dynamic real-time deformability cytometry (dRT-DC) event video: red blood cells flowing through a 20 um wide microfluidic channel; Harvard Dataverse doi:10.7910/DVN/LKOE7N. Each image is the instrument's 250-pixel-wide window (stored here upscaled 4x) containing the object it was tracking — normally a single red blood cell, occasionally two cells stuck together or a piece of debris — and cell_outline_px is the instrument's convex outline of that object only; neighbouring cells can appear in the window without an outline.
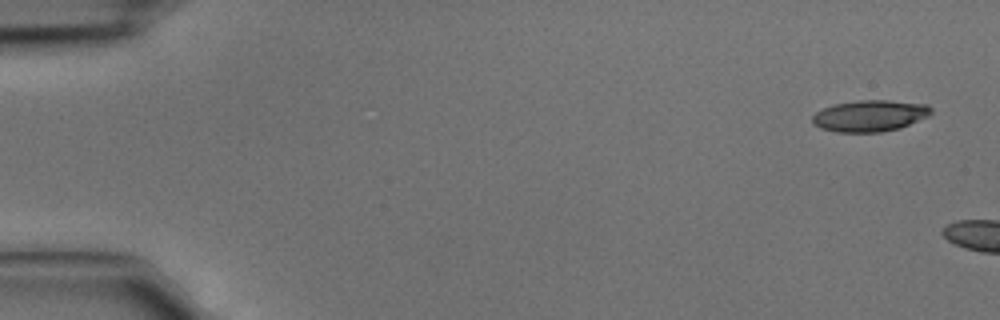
{"species": "common noctule bat (a hibernating species)", "species_latin": "Nyctalus noctula", "temperature_condition": "cold", "stored_images_in_passage": 4, "camera_frame_rate_fps": 3000, "um_per_image_px": 0.085, "animal": {"sex": "male", "body_mass_g": 15.6}, "frame": {"image": 1, "passage_image": 1, "time_ms": 0.0, "image_size_px": [1000, 320], "cell_outline_px": [[932, 112], [928, 116], [900, 128], [880, 132], [836, 132], [820, 128], [812, 124], [812, 116], [816, 112], [832, 104], [860, 100], [888, 100], [928, 104], [932, 108]], "centroid_in_image_um": [73.93, 9.84], "position_along_channel_um": 11.1, "area_um2": 21.85}}